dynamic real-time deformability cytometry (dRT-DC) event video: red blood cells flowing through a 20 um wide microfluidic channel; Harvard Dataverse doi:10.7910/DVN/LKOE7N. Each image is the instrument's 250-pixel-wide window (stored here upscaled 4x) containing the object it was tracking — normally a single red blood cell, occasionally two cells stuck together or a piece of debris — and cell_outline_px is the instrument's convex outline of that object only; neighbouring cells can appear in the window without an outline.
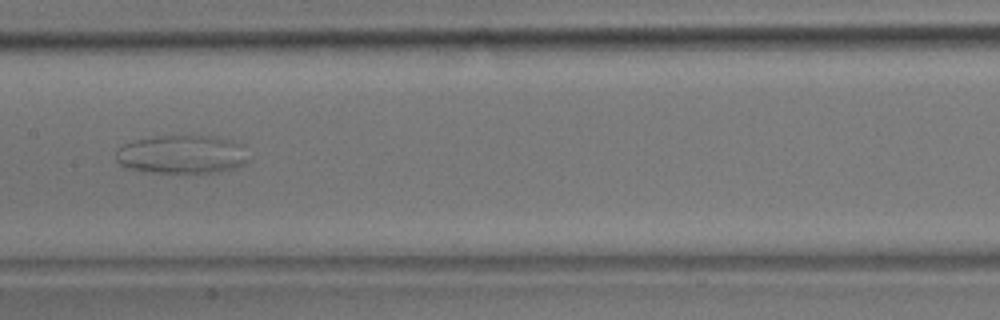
{"species": "common noctule bat (a hibernating species)", "species_latin": "Nyctalus noctula", "temperature_condition": "room temperature", "stored_images_in_passage": 14, "camera_frame_rate_fps": 3000, "um_per_image_px": 0.085, "animal": {"sex": "male", "body_mass_g": 17.9}, "frame": {"image": 1, "passage_image": 8, "time_ms": 9.333, "image_size_px": [1000, 320], "cell_outline_px": [[248, 160], [244, 164], [232, 168], [216, 172], [144, 172], [124, 168], [116, 160], [116, 152], [124, 144], [136, 140], [160, 136], [216, 136], [232, 140], [244, 144]], "centroid_in_image_um": [15.47, 13.12], "position_along_channel_um": 191.9, "area_um2": 29.77}}